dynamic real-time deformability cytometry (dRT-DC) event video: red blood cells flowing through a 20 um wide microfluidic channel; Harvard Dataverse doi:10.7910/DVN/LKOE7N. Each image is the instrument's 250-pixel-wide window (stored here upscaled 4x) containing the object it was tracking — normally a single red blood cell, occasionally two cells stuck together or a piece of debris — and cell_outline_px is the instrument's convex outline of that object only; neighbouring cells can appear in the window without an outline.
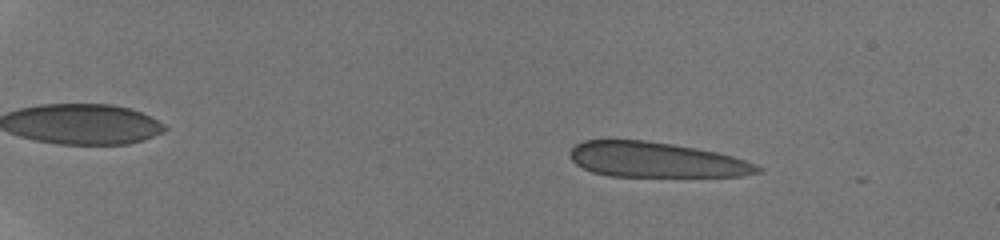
{"species": "human", "species_latin": "Homo sapiens", "temperature_condition": "room temperature", "stored_images_in_passage": 33, "camera_frame_rate_fps": 3000, "um_per_image_px": 0.085, "donor": {"sex": "male"}, "frame": {"image": 1, "passage_image": 8, "time_ms": 2.667, "image_size_px": [1000, 240], "cell_outline_px": [[764, 172], [740, 176], [608, 176], [592, 172], [576, 164], [568, 156], [568, 152], [576, 144], [584, 140], [644, 140], [672, 144], [696, 148], [716, 152], [732, 156], [756, 164], [764, 168]], "centroid_in_image_um": [55.76, 13.59], "position_along_channel_um": 29.2, "area_um2": 38.49}}
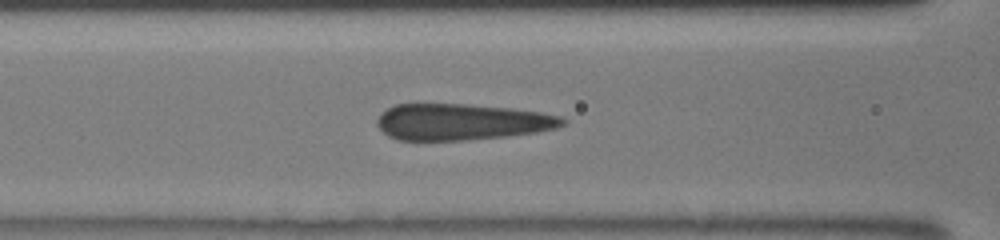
{"frame": {"image": 2, "passage_image": 21, "time_ms": 8.0, "image_size_px": [1000, 240], "cell_outline_px": [[568, 120], [564, 124], [556, 128], [536, 132], [508, 136], [468, 140], [396, 140], [388, 136], [376, 124], [376, 120], [388, 108], [396, 104], [468, 104], [512, 108], [540, 112], [560, 116]], "centroid_in_image_um": [39.26, 10.36], "position_along_channel_um": 127.3, "area_um2": 39.3}}
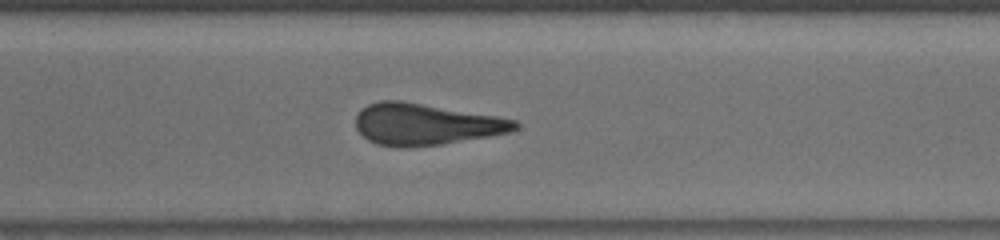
{"frame": {"image": 3, "passage_image": 33, "time_ms": 13.0, "image_size_px": [1000, 240], "cell_outline_px": [[520, 128], [512, 132], [440, 144], [400, 148], [376, 144], [368, 140], [356, 128], [356, 116], [368, 104], [380, 100], [400, 100], [496, 116], [516, 120], [520, 124]], "centroid_in_image_um": [36.19, 10.56], "position_along_channel_um": 334.4, "area_um2": 38.32}}